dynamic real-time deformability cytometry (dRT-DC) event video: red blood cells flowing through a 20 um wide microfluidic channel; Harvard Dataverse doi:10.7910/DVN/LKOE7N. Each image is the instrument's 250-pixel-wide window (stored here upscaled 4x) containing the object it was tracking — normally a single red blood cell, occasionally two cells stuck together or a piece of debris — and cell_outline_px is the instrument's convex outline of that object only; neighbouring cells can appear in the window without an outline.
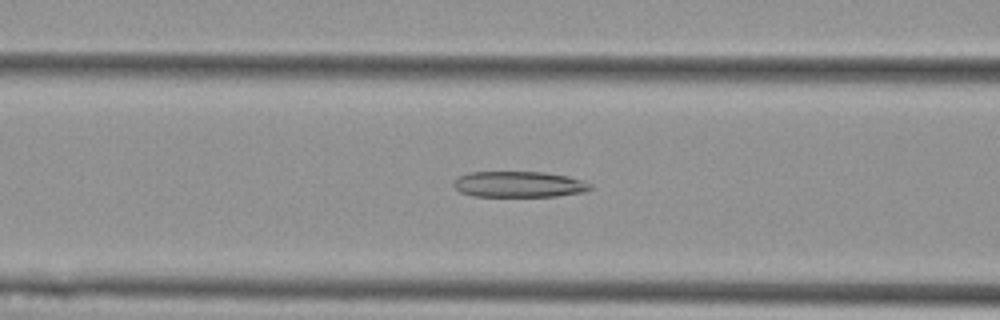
{"species": "Egyptian fruit bat (a non-hibernating species)", "species_latin": "Rousettus aegyptiacus", "temperature_condition": "cold", "stored_images_in_passage": 55, "camera_frame_rate_fps": 3000, "um_per_image_px": 0.085, "animal": {"sex": "female"}, "frame": {"image": 1, "passage_image": 22, "time_ms": 7.0, "image_size_px": [1000, 320], "cell_outline_px": [[592, 188], [584, 192], [556, 196], [472, 196], [460, 192], [452, 184], [460, 176], [468, 172], [544, 172], [568, 176], [592, 184]], "centroid_in_image_um": [44.11, 15.67], "position_along_channel_um": 122.5, "area_um2": 20.58}}
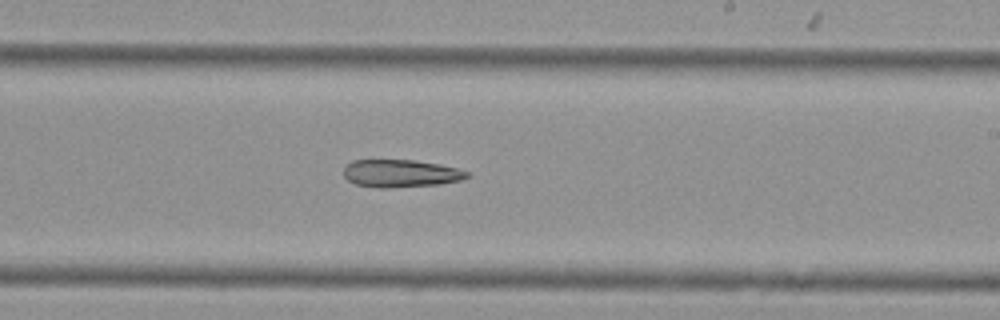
{"frame": {"image": 2, "passage_image": 33, "time_ms": 10.667, "image_size_px": [1000, 320], "cell_outline_px": [[472, 176], [464, 180], [440, 184], [388, 188], [380, 188], [356, 184], [348, 180], [344, 176], [344, 168], [352, 160], [416, 160], [440, 164], [456, 168], [468, 172]], "centroid_in_image_um": [34.11, 14.74], "position_along_channel_um": 254.9, "area_um2": 20.0}}
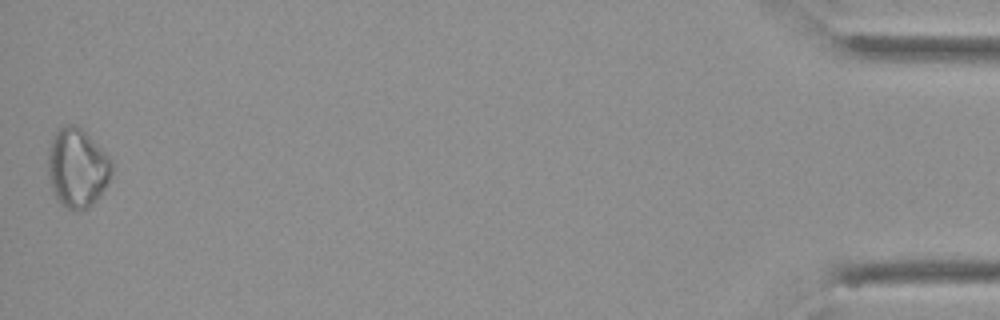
{"frame": {"image": 3, "passage_image": 55, "time_ms": 18.0, "image_size_px": [1000, 320], "cell_outline_px": [[112, 172], [104, 188], [96, 200], [88, 208], [80, 212], [68, 208], [60, 204], [56, 200], [52, 192], [48, 172], [48, 144], [52, 136], [64, 124], [76, 124], [112, 160]], "centroid_in_image_um": [6.52, 14.29], "position_along_channel_um": 428.7, "area_um2": 29.42}}